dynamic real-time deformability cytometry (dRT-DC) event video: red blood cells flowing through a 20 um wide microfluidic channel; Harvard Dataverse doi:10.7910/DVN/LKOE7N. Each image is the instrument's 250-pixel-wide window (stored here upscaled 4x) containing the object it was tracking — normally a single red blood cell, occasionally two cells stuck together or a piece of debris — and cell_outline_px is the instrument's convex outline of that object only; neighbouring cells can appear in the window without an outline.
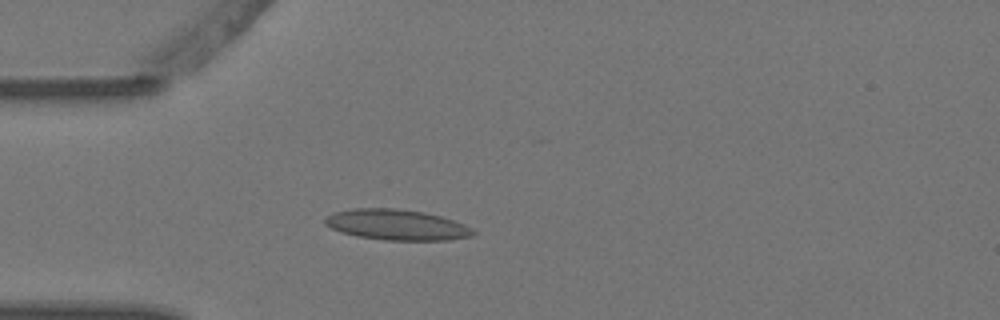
{"species": "Egyptian fruit bat (a non-hibernating species)", "species_latin": "Rousettus aegyptiacus", "temperature_condition": "warm", "stored_images_in_passage": 3, "camera_frame_rate_fps": 3000, "um_per_image_px": 0.085, "animal": {"sex": "female"}, "frame": {"image": 1, "passage_image": 3, "time_ms": 0.667, "image_size_px": [1000, 320], "cell_outline_px": [[476, 232], [472, 236], [448, 240], [384, 240], [356, 236], [340, 232], [324, 224], [324, 220], [332, 212], [352, 208], [396, 208], [424, 212], [440, 216], [464, 224], [472, 228]], "centroid_in_image_um": [33.7, 19.1], "position_along_channel_um": 51.3, "area_um2": 26.53}}